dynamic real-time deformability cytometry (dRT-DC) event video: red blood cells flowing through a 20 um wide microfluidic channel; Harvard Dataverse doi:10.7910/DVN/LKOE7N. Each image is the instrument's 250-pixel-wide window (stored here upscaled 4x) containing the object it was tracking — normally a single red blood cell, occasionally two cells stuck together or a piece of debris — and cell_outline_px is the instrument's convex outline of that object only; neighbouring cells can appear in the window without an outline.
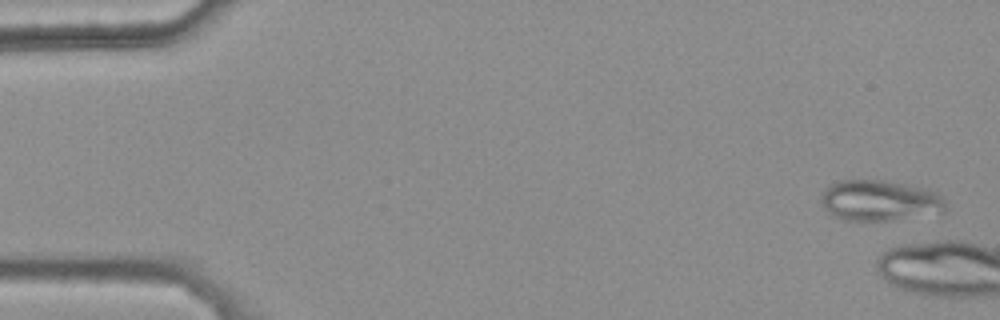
{"species": "common noctule bat (a hibernating species)", "species_latin": "Nyctalus noctula", "temperature_condition": "warm", "stored_images_in_passage": 5, "camera_frame_rate_fps": 3000, "um_per_image_px": 0.085, "animal": {"sex": "female", "body_mass_g": 25.1}, "frame": {"image": 1, "passage_image": 2, "time_ms": 0.333, "image_size_px": [1000, 320], "cell_outline_px": [[944, 212], [892, 220], [844, 220], [828, 212], [824, 208], [820, 200], [820, 196], [824, 188], [840, 180], [884, 180], [928, 188], [936, 192], [944, 200]], "centroid_in_image_um": [74.74, 17.03], "position_along_channel_um": 10.3, "area_um2": 29.54}}